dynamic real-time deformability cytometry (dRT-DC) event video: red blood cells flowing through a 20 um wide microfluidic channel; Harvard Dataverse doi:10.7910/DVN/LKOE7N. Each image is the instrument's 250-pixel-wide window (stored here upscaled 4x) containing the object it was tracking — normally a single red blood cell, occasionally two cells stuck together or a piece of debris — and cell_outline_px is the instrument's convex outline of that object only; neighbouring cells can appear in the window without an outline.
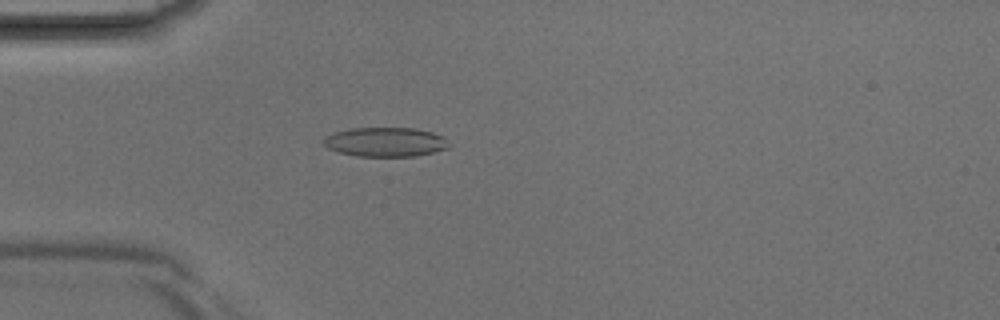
{"species": "Egyptian fruit bat (a non-hibernating species)", "species_latin": "Rousettus aegyptiacus", "temperature_condition": "room temperature", "stored_images_in_passage": 40, "camera_frame_rate_fps": 3000, "um_per_image_px": 0.085, "animal": {"sex": "male"}, "frame": {"image": 1, "passage_image": 11, "time_ms": 3.333, "image_size_px": [1000, 320], "cell_outline_px": [[448, 148], [416, 156], [356, 156], [340, 152], [328, 148], [324, 144], [324, 136], [332, 132], [352, 128], [416, 128], [432, 132], [444, 136]], "centroid_in_image_um": [32.73, 12.06], "position_along_channel_um": 52.3, "area_um2": 21.33}}
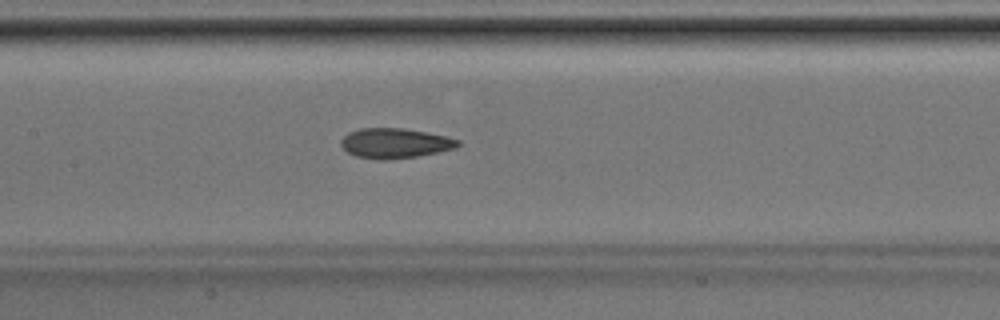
{"frame": {"image": 2, "passage_image": 19, "time_ms": 6.0, "image_size_px": [1000, 320], "cell_outline_px": [[460, 144], [456, 148], [416, 156], [384, 160], [356, 156], [348, 152], [340, 144], [340, 140], [348, 132], [360, 128], [404, 128], [448, 136], [460, 140]], "centroid_in_image_um": [33.57, 12.16], "position_along_channel_um": 173.8, "area_um2": 20.35}}
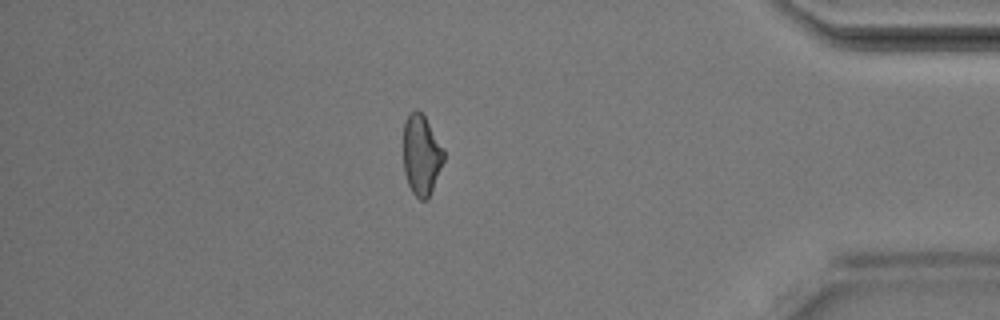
{"frame": {"image": 3, "passage_image": 35, "time_ms": 11.333, "image_size_px": [1000, 320], "cell_outline_px": [[444, 160], [428, 200], [420, 200], [412, 192], [408, 184], [404, 172], [404, 120], [416, 108], [424, 116], [444, 148]], "centroid_in_image_um": [35.82, 13.19], "position_along_channel_um": 399.4, "area_um2": 18.84}}